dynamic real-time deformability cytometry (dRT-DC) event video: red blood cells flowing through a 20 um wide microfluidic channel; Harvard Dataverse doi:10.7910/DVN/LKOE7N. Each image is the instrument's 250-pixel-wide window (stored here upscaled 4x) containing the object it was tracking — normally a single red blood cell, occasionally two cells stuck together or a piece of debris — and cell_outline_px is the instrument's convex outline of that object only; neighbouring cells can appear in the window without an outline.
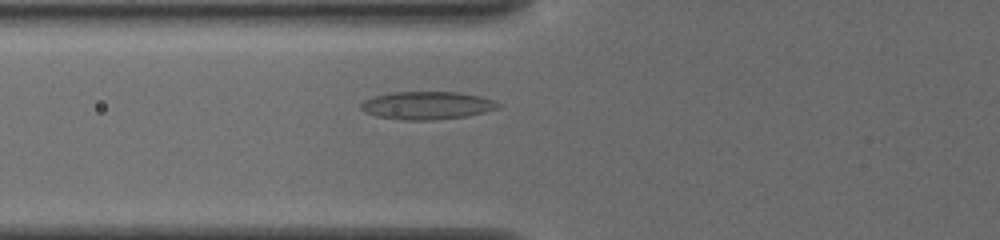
{"species": "common noctule bat (a hibernating species)", "species_latin": "Nyctalus noctula", "temperature_condition": "cold", "stored_images_in_passage": 35, "camera_frame_rate_fps": 3000, "um_per_image_px": 0.085, "animal": {"sex": "female", "body_mass_g": 19.5, "forearm_length_mm": 54.1}, "frame": {"image": 1, "passage_image": 4, "time_ms": 1.0, "image_size_px": [1000, 240], "cell_outline_px": [[500, 108], [468, 116], [432, 120], [404, 120], [376, 116], [364, 112], [360, 108], [360, 104], [364, 100], [376, 96], [392, 92], [460, 92], [480, 96], [492, 100], [500, 104]], "centroid_in_image_um": [36.3, 8.96], "position_along_channel_um": 89.5, "area_um2": 22.31}}
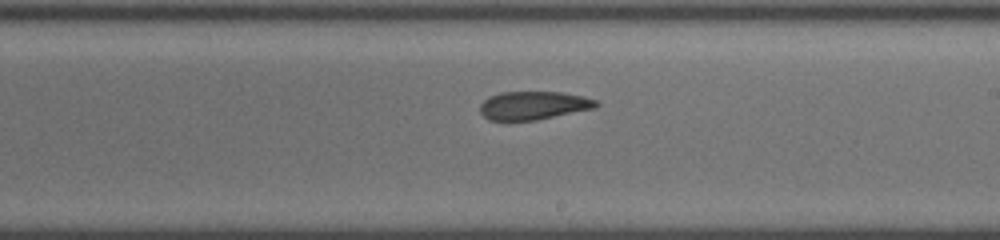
{"frame": {"image": 2, "passage_image": 16, "time_ms": 5.0, "image_size_px": [1000, 240], "cell_outline_px": [[600, 104], [596, 108], [536, 120], [488, 120], [480, 112], [480, 104], [488, 96], [500, 92], [564, 92], [584, 96], [596, 100]], "centroid_in_image_um": [45.36, 8.95], "position_along_channel_um": 243.6, "area_um2": 19.31}}
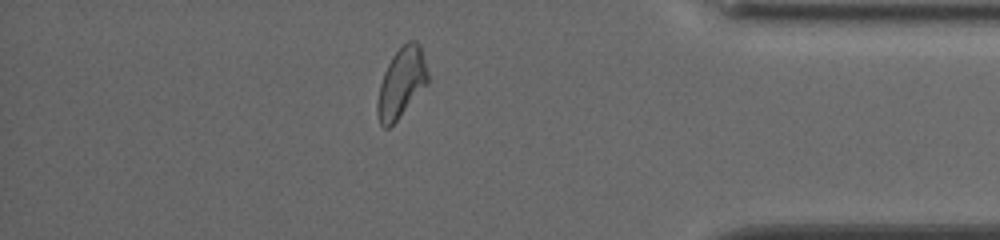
{"frame": {"image": 3, "passage_image": 30, "time_ms": 9.667, "image_size_px": [1000, 240], "cell_outline_px": [[428, 84], [396, 120], [388, 128], [384, 128], [380, 124], [376, 112], [376, 104], [380, 84], [384, 72], [392, 56], [408, 40], [416, 40], [420, 44], [428, 72]], "centroid_in_image_um": [34.12, 7.03], "position_along_channel_um": 401.1, "area_um2": 20.4}}